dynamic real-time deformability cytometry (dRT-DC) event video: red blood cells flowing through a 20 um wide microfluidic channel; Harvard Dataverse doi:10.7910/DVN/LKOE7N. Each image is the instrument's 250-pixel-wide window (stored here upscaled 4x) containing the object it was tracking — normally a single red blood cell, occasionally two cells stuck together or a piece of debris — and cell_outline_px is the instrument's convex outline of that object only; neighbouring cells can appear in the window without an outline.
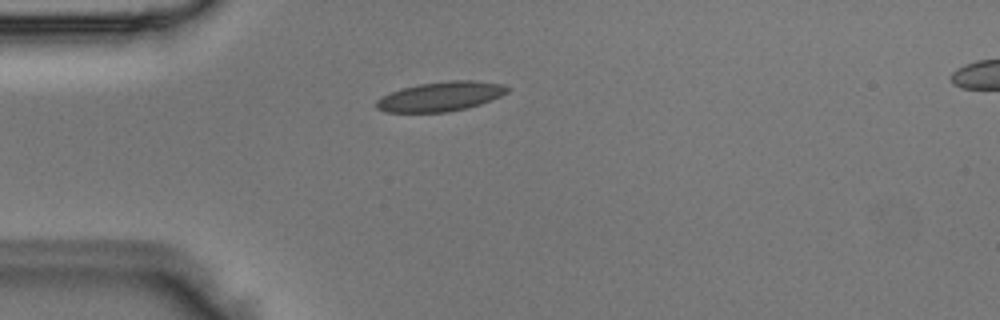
{"species": "Egyptian fruit bat (a non-hibernating species)", "species_latin": "Rousettus aegyptiacus", "temperature_condition": "room temperature", "stored_images_in_passage": 3, "camera_frame_rate_fps": 3000, "um_per_image_px": 0.085, "animal": {"sex": "male"}, "frame": {"image": 1, "passage_image": 2, "time_ms": 0.333, "image_size_px": [1000, 320], "cell_outline_px": [[508, 92], [500, 96], [480, 104], [468, 108], [448, 112], [384, 112], [376, 108], [376, 100], [380, 96], [404, 88], [420, 84], [452, 80], [472, 80], [500, 84], [508, 88]], "centroid_in_image_um": [37.42, 8.21], "position_along_channel_um": 47.6, "area_um2": 22.31}}